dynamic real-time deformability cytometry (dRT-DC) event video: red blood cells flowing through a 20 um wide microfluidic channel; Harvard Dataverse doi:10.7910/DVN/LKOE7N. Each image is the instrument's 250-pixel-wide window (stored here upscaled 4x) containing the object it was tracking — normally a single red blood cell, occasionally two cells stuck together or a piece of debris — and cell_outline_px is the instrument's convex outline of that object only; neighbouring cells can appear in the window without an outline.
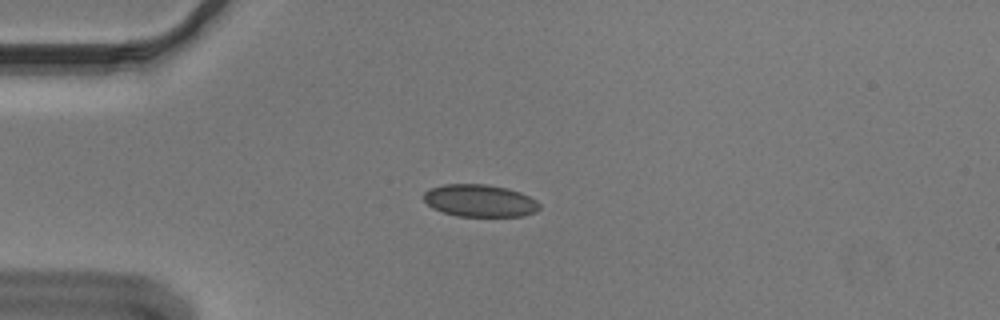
{"species": "Egyptian fruit bat (a non-hibernating species)", "species_latin": "Rousettus aegyptiacus", "temperature_condition": "cold", "stored_images_in_passage": 54, "camera_frame_rate_fps": 3000, "um_per_image_px": 0.085, "animal": {"sex": "male"}, "frame": {"image": 1, "passage_image": 13, "time_ms": 4.0, "image_size_px": [1000, 320], "cell_outline_px": [[540, 208], [536, 212], [524, 216], [456, 216], [432, 208], [424, 200], [424, 192], [428, 188], [444, 184], [484, 184], [508, 188], [520, 192], [536, 200], [540, 204]], "centroid_in_image_um": [40.78, 17.05], "position_along_channel_um": 44.2, "area_um2": 21.91}}
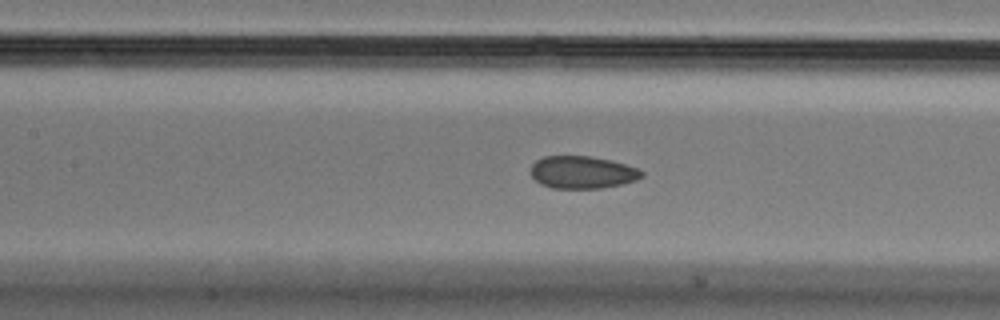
{"frame": {"image": 2, "passage_image": 24, "time_ms": 7.667, "image_size_px": [1000, 320], "cell_outline_px": [[644, 176], [636, 180], [620, 184], [600, 188], [552, 188], [540, 184], [528, 172], [532, 164], [536, 160], [544, 156], [588, 156], [612, 160], [636, 168], [644, 172]], "centroid_in_image_um": [49.46, 14.64], "position_along_channel_um": 157.9, "area_um2": 21.04}}
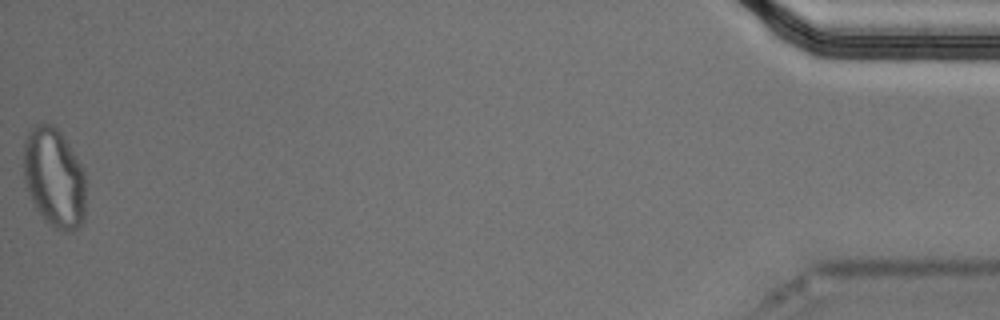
{"frame": {"image": 3, "passage_image": 54, "time_ms": 17.667, "image_size_px": [1000, 320], "cell_outline_px": [[88, 184], [84, 220], [72, 232], [60, 232], [48, 224], [44, 220], [36, 208], [28, 192], [24, 180], [24, 140], [28, 132], [36, 124], [52, 124], [60, 132], [68, 144], [80, 164], [84, 172]], "centroid_in_image_um": [4.64, 15.16], "position_along_channel_um": 430.6, "area_um2": 36.65}, "authors_computed_cell_mechanics": {"area_um2": 21.9929, "velocity_mm_per_s": 3.6542, "shape_relaxation_time_tau1_ms": null, "shape_relaxation_time_tau2_ms": 2.6401, "deformation_change_tau1": null, "deformation_change_tau2": 0.0518}}